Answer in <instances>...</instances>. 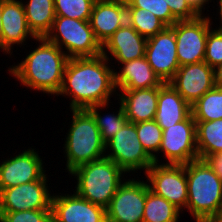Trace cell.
Returning <instances> with one entry per match:
<instances>
[{
    "instance_id": "836d02e7",
    "label": "cell",
    "mask_w": 222,
    "mask_h": 222,
    "mask_svg": "<svg viewBox=\"0 0 222 222\" xmlns=\"http://www.w3.org/2000/svg\"><path fill=\"white\" fill-rule=\"evenodd\" d=\"M166 6L170 7L172 15L178 20H193L200 14L191 6L187 0H164Z\"/></svg>"
},
{
    "instance_id": "603a6c76",
    "label": "cell",
    "mask_w": 222,
    "mask_h": 222,
    "mask_svg": "<svg viewBox=\"0 0 222 222\" xmlns=\"http://www.w3.org/2000/svg\"><path fill=\"white\" fill-rule=\"evenodd\" d=\"M25 16L32 33L37 37H46L50 32L55 15L54 0H28L24 3Z\"/></svg>"
},
{
    "instance_id": "9c48e42d",
    "label": "cell",
    "mask_w": 222,
    "mask_h": 222,
    "mask_svg": "<svg viewBox=\"0 0 222 222\" xmlns=\"http://www.w3.org/2000/svg\"><path fill=\"white\" fill-rule=\"evenodd\" d=\"M167 159L166 163L185 165L199 159L196 142V122L190 114L185 120L162 130L159 153Z\"/></svg>"
},
{
    "instance_id": "30bf717a",
    "label": "cell",
    "mask_w": 222,
    "mask_h": 222,
    "mask_svg": "<svg viewBox=\"0 0 222 222\" xmlns=\"http://www.w3.org/2000/svg\"><path fill=\"white\" fill-rule=\"evenodd\" d=\"M212 23L211 17L204 14L193 20L174 23L177 58L180 66L204 61L206 39Z\"/></svg>"
},
{
    "instance_id": "7402d4cb",
    "label": "cell",
    "mask_w": 222,
    "mask_h": 222,
    "mask_svg": "<svg viewBox=\"0 0 222 222\" xmlns=\"http://www.w3.org/2000/svg\"><path fill=\"white\" fill-rule=\"evenodd\" d=\"M191 114V106L171 86L163 83L159 86V95L155 121L162 130L185 120Z\"/></svg>"
},
{
    "instance_id": "ab89813d",
    "label": "cell",
    "mask_w": 222,
    "mask_h": 222,
    "mask_svg": "<svg viewBox=\"0 0 222 222\" xmlns=\"http://www.w3.org/2000/svg\"><path fill=\"white\" fill-rule=\"evenodd\" d=\"M1 15H2V0H0V49H1V37H2V20H1Z\"/></svg>"
},
{
    "instance_id": "ffe728a7",
    "label": "cell",
    "mask_w": 222,
    "mask_h": 222,
    "mask_svg": "<svg viewBox=\"0 0 222 222\" xmlns=\"http://www.w3.org/2000/svg\"><path fill=\"white\" fill-rule=\"evenodd\" d=\"M121 92V93H120ZM117 94L125 116L130 123H138L155 119L159 87L136 90H120Z\"/></svg>"
},
{
    "instance_id": "4316f807",
    "label": "cell",
    "mask_w": 222,
    "mask_h": 222,
    "mask_svg": "<svg viewBox=\"0 0 222 222\" xmlns=\"http://www.w3.org/2000/svg\"><path fill=\"white\" fill-rule=\"evenodd\" d=\"M110 102L97 104L95 106L89 107L87 110L94 117L97 127L100 130L102 140L106 143L109 139H111L127 122V118L125 116L124 108L121 102H118L120 107L116 113L103 114L101 116V111L99 113V109L102 110L109 105Z\"/></svg>"
},
{
    "instance_id": "d4e9b609",
    "label": "cell",
    "mask_w": 222,
    "mask_h": 222,
    "mask_svg": "<svg viewBox=\"0 0 222 222\" xmlns=\"http://www.w3.org/2000/svg\"><path fill=\"white\" fill-rule=\"evenodd\" d=\"M181 211L165 198L148 190L142 222H178Z\"/></svg>"
},
{
    "instance_id": "ba28073f",
    "label": "cell",
    "mask_w": 222,
    "mask_h": 222,
    "mask_svg": "<svg viewBox=\"0 0 222 222\" xmlns=\"http://www.w3.org/2000/svg\"><path fill=\"white\" fill-rule=\"evenodd\" d=\"M144 174L150 191L165 198L181 212L184 208L186 210L188 192L185 165L153 163Z\"/></svg>"
},
{
    "instance_id": "52a82bcc",
    "label": "cell",
    "mask_w": 222,
    "mask_h": 222,
    "mask_svg": "<svg viewBox=\"0 0 222 222\" xmlns=\"http://www.w3.org/2000/svg\"><path fill=\"white\" fill-rule=\"evenodd\" d=\"M105 149H109L105 151V157L115 162L126 174L144 169L145 173L154 163L139 141L136 123L127 122L105 143Z\"/></svg>"
},
{
    "instance_id": "5bb4252c",
    "label": "cell",
    "mask_w": 222,
    "mask_h": 222,
    "mask_svg": "<svg viewBox=\"0 0 222 222\" xmlns=\"http://www.w3.org/2000/svg\"><path fill=\"white\" fill-rule=\"evenodd\" d=\"M33 148L8 157L0 163V190L41 179L45 175L43 160Z\"/></svg>"
},
{
    "instance_id": "f1b7e54d",
    "label": "cell",
    "mask_w": 222,
    "mask_h": 222,
    "mask_svg": "<svg viewBox=\"0 0 222 222\" xmlns=\"http://www.w3.org/2000/svg\"><path fill=\"white\" fill-rule=\"evenodd\" d=\"M136 131L143 148L153 158L154 163L159 164V157L156 154L159 153L162 142L161 127L155 120L143 121L136 123Z\"/></svg>"
},
{
    "instance_id": "2e32d148",
    "label": "cell",
    "mask_w": 222,
    "mask_h": 222,
    "mask_svg": "<svg viewBox=\"0 0 222 222\" xmlns=\"http://www.w3.org/2000/svg\"><path fill=\"white\" fill-rule=\"evenodd\" d=\"M169 83L192 106L214 87V68L204 61L180 66Z\"/></svg>"
},
{
    "instance_id": "277c9868",
    "label": "cell",
    "mask_w": 222,
    "mask_h": 222,
    "mask_svg": "<svg viewBox=\"0 0 222 222\" xmlns=\"http://www.w3.org/2000/svg\"><path fill=\"white\" fill-rule=\"evenodd\" d=\"M72 121L64 145L66 170L105 157V142L96 121L87 109H72Z\"/></svg>"
},
{
    "instance_id": "7c38bea8",
    "label": "cell",
    "mask_w": 222,
    "mask_h": 222,
    "mask_svg": "<svg viewBox=\"0 0 222 222\" xmlns=\"http://www.w3.org/2000/svg\"><path fill=\"white\" fill-rule=\"evenodd\" d=\"M46 174L39 180L0 190V212L51 210L52 198Z\"/></svg>"
},
{
    "instance_id": "8fae6325",
    "label": "cell",
    "mask_w": 222,
    "mask_h": 222,
    "mask_svg": "<svg viewBox=\"0 0 222 222\" xmlns=\"http://www.w3.org/2000/svg\"><path fill=\"white\" fill-rule=\"evenodd\" d=\"M131 179H124L107 206V222H142L149 186L147 181Z\"/></svg>"
},
{
    "instance_id": "8992f818",
    "label": "cell",
    "mask_w": 222,
    "mask_h": 222,
    "mask_svg": "<svg viewBox=\"0 0 222 222\" xmlns=\"http://www.w3.org/2000/svg\"><path fill=\"white\" fill-rule=\"evenodd\" d=\"M56 44L67 57H95L102 54V45L96 39L89 21L56 16L50 32L45 37ZM64 48V49H63Z\"/></svg>"
},
{
    "instance_id": "4dcf8cb0",
    "label": "cell",
    "mask_w": 222,
    "mask_h": 222,
    "mask_svg": "<svg viewBox=\"0 0 222 222\" xmlns=\"http://www.w3.org/2000/svg\"><path fill=\"white\" fill-rule=\"evenodd\" d=\"M126 8H141L152 12L167 26H172L178 20L172 15L170 7L166 6L164 0H128Z\"/></svg>"
},
{
    "instance_id": "f546056e",
    "label": "cell",
    "mask_w": 222,
    "mask_h": 222,
    "mask_svg": "<svg viewBox=\"0 0 222 222\" xmlns=\"http://www.w3.org/2000/svg\"><path fill=\"white\" fill-rule=\"evenodd\" d=\"M96 0H54L56 16L89 21Z\"/></svg>"
},
{
    "instance_id": "6da1fadb",
    "label": "cell",
    "mask_w": 222,
    "mask_h": 222,
    "mask_svg": "<svg viewBox=\"0 0 222 222\" xmlns=\"http://www.w3.org/2000/svg\"><path fill=\"white\" fill-rule=\"evenodd\" d=\"M108 61L103 54L68 59L57 96H69L71 110L109 102L119 90L115 86L116 70L111 69Z\"/></svg>"
},
{
    "instance_id": "4fadbf2b",
    "label": "cell",
    "mask_w": 222,
    "mask_h": 222,
    "mask_svg": "<svg viewBox=\"0 0 222 222\" xmlns=\"http://www.w3.org/2000/svg\"><path fill=\"white\" fill-rule=\"evenodd\" d=\"M145 58L163 83H169L180 68L174 24L147 38Z\"/></svg>"
},
{
    "instance_id": "e575fe53",
    "label": "cell",
    "mask_w": 222,
    "mask_h": 222,
    "mask_svg": "<svg viewBox=\"0 0 222 222\" xmlns=\"http://www.w3.org/2000/svg\"><path fill=\"white\" fill-rule=\"evenodd\" d=\"M205 160L222 180V153L210 155Z\"/></svg>"
},
{
    "instance_id": "74e56055",
    "label": "cell",
    "mask_w": 222,
    "mask_h": 222,
    "mask_svg": "<svg viewBox=\"0 0 222 222\" xmlns=\"http://www.w3.org/2000/svg\"><path fill=\"white\" fill-rule=\"evenodd\" d=\"M202 222H222V210L212 216H209Z\"/></svg>"
},
{
    "instance_id": "1f68e13d",
    "label": "cell",
    "mask_w": 222,
    "mask_h": 222,
    "mask_svg": "<svg viewBox=\"0 0 222 222\" xmlns=\"http://www.w3.org/2000/svg\"><path fill=\"white\" fill-rule=\"evenodd\" d=\"M204 62L212 68L222 64V30L217 27L208 31Z\"/></svg>"
},
{
    "instance_id": "44dd1931",
    "label": "cell",
    "mask_w": 222,
    "mask_h": 222,
    "mask_svg": "<svg viewBox=\"0 0 222 222\" xmlns=\"http://www.w3.org/2000/svg\"><path fill=\"white\" fill-rule=\"evenodd\" d=\"M121 67V71L114 72L116 90L148 89L159 87L163 84L145 56L121 63Z\"/></svg>"
},
{
    "instance_id": "3957f363",
    "label": "cell",
    "mask_w": 222,
    "mask_h": 222,
    "mask_svg": "<svg viewBox=\"0 0 222 222\" xmlns=\"http://www.w3.org/2000/svg\"><path fill=\"white\" fill-rule=\"evenodd\" d=\"M187 177V211L195 222H202L222 210V180L206 160L185 164Z\"/></svg>"
},
{
    "instance_id": "e0dca14e",
    "label": "cell",
    "mask_w": 222,
    "mask_h": 222,
    "mask_svg": "<svg viewBox=\"0 0 222 222\" xmlns=\"http://www.w3.org/2000/svg\"><path fill=\"white\" fill-rule=\"evenodd\" d=\"M1 20V50L6 54H12L14 44L24 46L28 39H37L28 26L22 0H2Z\"/></svg>"
},
{
    "instance_id": "83f0119b",
    "label": "cell",
    "mask_w": 222,
    "mask_h": 222,
    "mask_svg": "<svg viewBox=\"0 0 222 222\" xmlns=\"http://www.w3.org/2000/svg\"><path fill=\"white\" fill-rule=\"evenodd\" d=\"M127 23L145 38L163 31L167 25L152 12L141 8H126Z\"/></svg>"
},
{
    "instance_id": "8d00e7d4",
    "label": "cell",
    "mask_w": 222,
    "mask_h": 222,
    "mask_svg": "<svg viewBox=\"0 0 222 222\" xmlns=\"http://www.w3.org/2000/svg\"><path fill=\"white\" fill-rule=\"evenodd\" d=\"M214 86L222 89V64L214 68Z\"/></svg>"
},
{
    "instance_id": "5b68a950",
    "label": "cell",
    "mask_w": 222,
    "mask_h": 222,
    "mask_svg": "<svg viewBox=\"0 0 222 222\" xmlns=\"http://www.w3.org/2000/svg\"><path fill=\"white\" fill-rule=\"evenodd\" d=\"M69 174L77 180L75 192L79 196L106 209L124 181L125 172L111 159L104 157L83 164Z\"/></svg>"
},
{
    "instance_id": "7a4b0ae2",
    "label": "cell",
    "mask_w": 222,
    "mask_h": 222,
    "mask_svg": "<svg viewBox=\"0 0 222 222\" xmlns=\"http://www.w3.org/2000/svg\"><path fill=\"white\" fill-rule=\"evenodd\" d=\"M39 45L29 51L23 61L9 68V73L23 86L44 94L59 93L68 57L56 44L45 37L37 38Z\"/></svg>"
},
{
    "instance_id": "d590c367",
    "label": "cell",
    "mask_w": 222,
    "mask_h": 222,
    "mask_svg": "<svg viewBox=\"0 0 222 222\" xmlns=\"http://www.w3.org/2000/svg\"><path fill=\"white\" fill-rule=\"evenodd\" d=\"M191 6L200 14L203 15L202 10L205 9L204 6L208 3L209 1L211 2L212 0H187Z\"/></svg>"
},
{
    "instance_id": "9a60e30c",
    "label": "cell",
    "mask_w": 222,
    "mask_h": 222,
    "mask_svg": "<svg viewBox=\"0 0 222 222\" xmlns=\"http://www.w3.org/2000/svg\"><path fill=\"white\" fill-rule=\"evenodd\" d=\"M73 194H53L52 222H107L106 209ZM61 194V195H59Z\"/></svg>"
},
{
    "instance_id": "d6986e66",
    "label": "cell",
    "mask_w": 222,
    "mask_h": 222,
    "mask_svg": "<svg viewBox=\"0 0 222 222\" xmlns=\"http://www.w3.org/2000/svg\"><path fill=\"white\" fill-rule=\"evenodd\" d=\"M126 22V2L118 0L95 1L89 23L101 45Z\"/></svg>"
},
{
    "instance_id": "ac0fdd59",
    "label": "cell",
    "mask_w": 222,
    "mask_h": 222,
    "mask_svg": "<svg viewBox=\"0 0 222 222\" xmlns=\"http://www.w3.org/2000/svg\"><path fill=\"white\" fill-rule=\"evenodd\" d=\"M147 38L140 35L127 22L117 29L113 35L102 45V54L118 65L127 61L139 59L145 56ZM111 57H109V54ZM110 58V59H109ZM120 62V63H119Z\"/></svg>"
},
{
    "instance_id": "f35d334b",
    "label": "cell",
    "mask_w": 222,
    "mask_h": 222,
    "mask_svg": "<svg viewBox=\"0 0 222 222\" xmlns=\"http://www.w3.org/2000/svg\"><path fill=\"white\" fill-rule=\"evenodd\" d=\"M219 2L217 4H219V15H220V24L221 26L218 27V29H221L222 30V0H218Z\"/></svg>"
},
{
    "instance_id": "484cf974",
    "label": "cell",
    "mask_w": 222,
    "mask_h": 222,
    "mask_svg": "<svg viewBox=\"0 0 222 222\" xmlns=\"http://www.w3.org/2000/svg\"><path fill=\"white\" fill-rule=\"evenodd\" d=\"M195 121H213L222 118V89L213 87L191 106Z\"/></svg>"
},
{
    "instance_id": "d6a6232c",
    "label": "cell",
    "mask_w": 222,
    "mask_h": 222,
    "mask_svg": "<svg viewBox=\"0 0 222 222\" xmlns=\"http://www.w3.org/2000/svg\"><path fill=\"white\" fill-rule=\"evenodd\" d=\"M0 222H52L51 210L0 212Z\"/></svg>"
},
{
    "instance_id": "cb8c5ba5",
    "label": "cell",
    "mask_w": 222,
    "mask_h": 222,
    "mask_svg": "<svg viewBox=\"0 0 222 222\" xmlns=\"http://www.w3.org/2000/svg\"><path fill=\"white\" fill-rule=\"evenodd\" d=\"M196 122V142L199 159L222 153V118Z\"/></svg>"
}]
</instances>
